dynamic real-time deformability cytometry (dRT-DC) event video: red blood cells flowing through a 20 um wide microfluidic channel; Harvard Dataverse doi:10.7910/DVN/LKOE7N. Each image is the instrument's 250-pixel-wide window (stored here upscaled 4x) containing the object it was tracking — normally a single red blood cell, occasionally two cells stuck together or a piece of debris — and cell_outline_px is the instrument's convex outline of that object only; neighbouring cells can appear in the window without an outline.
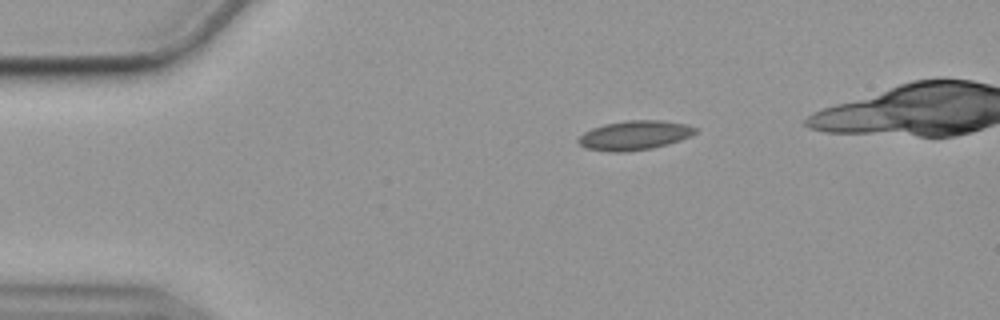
{"species": "common noctule bat (a hibernating species)", "species_latin": "Nyctalus noctula", "temperature_condition": "cold", "stored_images_in_passage": 41, "camera_frame_rate_fps": 3000, "um_per_image_px": 0.085, "animal": {"sex": "female", "body_mass_g": 19.9}, "frame": {"image": 1, "passage_image": 1, "time_ms": 0.0, "image_size_px": [1000, 320], "cell_outline_px": [[696, 132], [680, 140], [668, 144], [652, 148], [624, 152], [612, 152], [584, 148], [576, 140], [584, 132], [592, 128], [604, 124], [624, 120], [660, 120], [688, 124], [696, 128]], "centroid_in_image_um": [53.9, 11.5], "position_along_channel_um": 31.1, "area_um2": 20.0}}
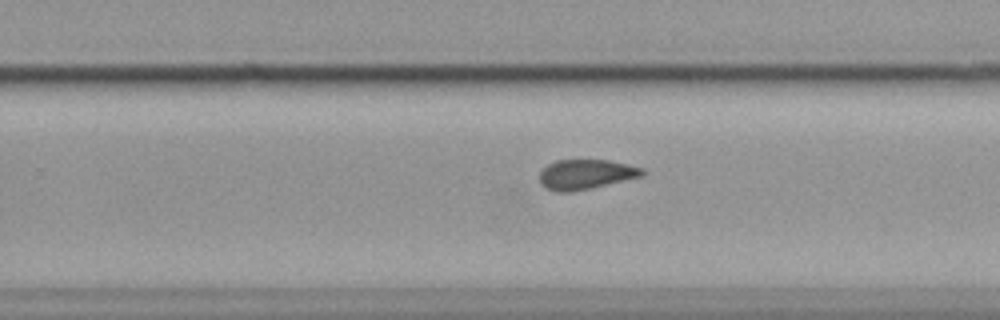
{"frame": {"image": 2, "passage_image": 26, "time_ms": 8.333, "image_size_px": [1000, 320], "cell_outline_px": [[644, 176], [572, 192], [556, 192], [544, 188], [540, 184], [540, 172], [548, 164], [556, 160], [608, 160], [644, 168]], "centroid_in_image_um": [49.78, 14.83], "position_along_channel_um": 280.0, "area_um2": 17.92}}
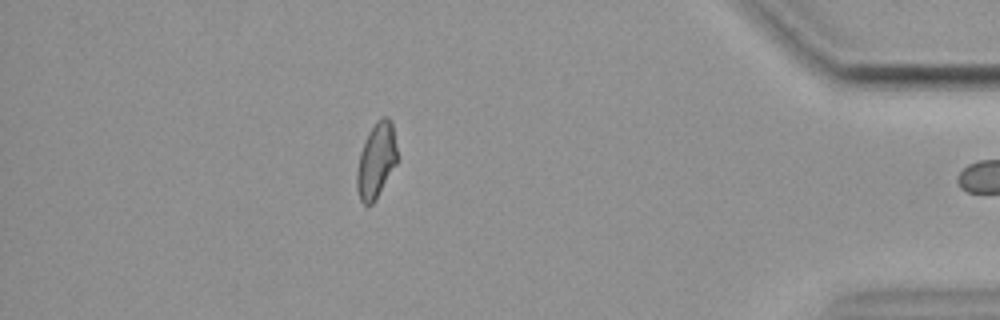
{"frame": {"image": 3, "passage_image": 40, "time_ms": 13.0, "image_size_px": [1000, 320], "cell_outline_px": [[396, 164], [376, 200], [372, 204], [364, 204], [360, 200], [356, 188], [356, 172], [360, 152], [368, 132], [376, 120], [384, 116], [388, 116], [392, 120], [396, 148]], "centroid_in_image_um": [31.96, 13.63], "position_along_channel_um": 403.2, "area_um2": 17.74}}